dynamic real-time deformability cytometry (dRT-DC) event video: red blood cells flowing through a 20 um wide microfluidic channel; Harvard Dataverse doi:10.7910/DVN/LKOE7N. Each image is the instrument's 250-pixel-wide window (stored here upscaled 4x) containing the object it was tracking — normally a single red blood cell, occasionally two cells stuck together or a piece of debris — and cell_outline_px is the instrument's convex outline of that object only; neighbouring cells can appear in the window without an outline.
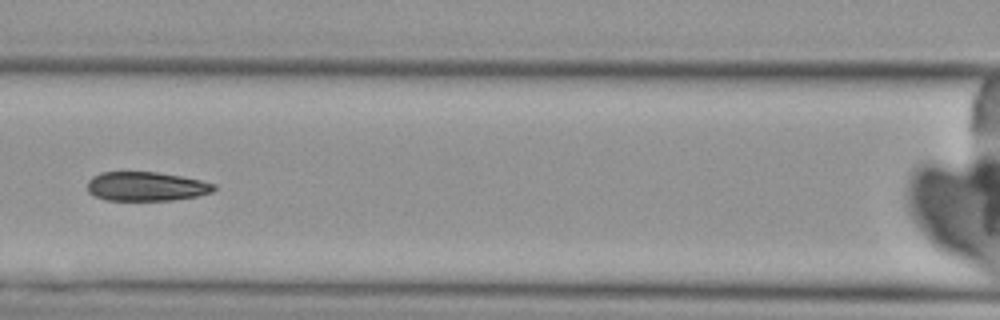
{"species": "Egyptian fruit bat (a non-hibernating species)", "species_latin": "Rousettus aegyptiacus", "temperature_condition": "cold", "stored_images_in_passage": 8, "camera_frame_rate_fps": 3000, "um_per_image_px": 0.085, "animal": {"sex": "female"}, "frame": {"image": 1, "passage_image": 7, "time_ms": 8.0, "image_size_px": [1000, 320], "cell_outline_px": [[216, 188], [212, 192], [196, 196], [172, 200], [104, 200], [88, 192], [88, 180], [92, 176], [100, 172], [156, 172], [180, 176], [200, 180], [216, 184]], "centroid_in_image_um": [12.41, 15.84], "position_along_channel_um": 154.2, "area_um2": 21.44}}
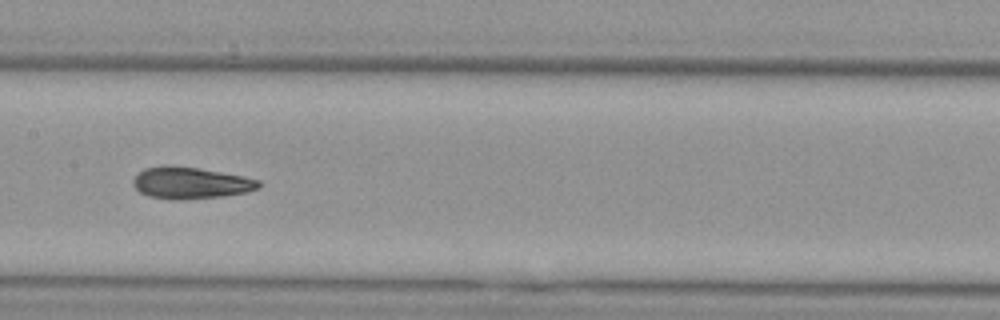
{"frame": {"image": 2, "passage_image": 8, "time_ms": 9.0, "image_size_px": [1000, 320], "cell_outline_px": [[260, 188], [244, 192], [220, 196], [176, 200], [172, 200], [148, 196], [140, 192], [132, 184], [132, 180], [144, 168], [164, 164], [168, 164], [200, 168], [244, 176], [260, 180]], "centroid_in_image_um": [16.17, 15.53], "position_along_channel_um": 191.2, "area_um2": 23.29}}